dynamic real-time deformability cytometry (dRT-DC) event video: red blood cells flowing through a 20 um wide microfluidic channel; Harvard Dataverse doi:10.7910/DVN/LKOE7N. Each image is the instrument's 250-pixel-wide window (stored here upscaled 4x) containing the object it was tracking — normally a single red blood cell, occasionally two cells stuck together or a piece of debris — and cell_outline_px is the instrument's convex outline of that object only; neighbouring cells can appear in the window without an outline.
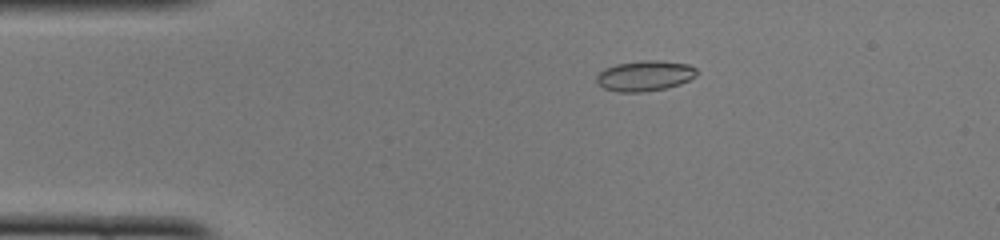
{"species": "common noctule bat (a hibernating species)", "species_latin": "Nyctalus noctula", "temperature_condition": "cold", "stored_images_in_passage": 49, "camera_frame_rate_fps": 3000, "um_per_image_px": 0.085, "animal": {"sex": "female", "body_mass_g": 22.0, "forearm_length_mm": 56.7}, "frame": {"image": 1, "passage_image": 9, "time_ms": 2.667, "image_size_px": [1000, 240], "cell_outline_px": [[696, 76], [680, 84], [664, 88], [644, 92], [620, 92], [604, 88], [596, 84], [596, 76], [604, 68], [616, 64], [644, 60], [660, 60], [688, 64], [696, 68]], "centroid_in_image_um": [54.78, 6.44], "position_along_channel_um": 30.2, "area_um2": 17.8}}
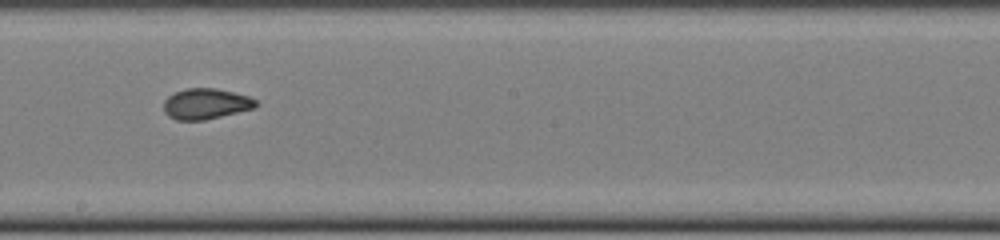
{"frame": {"image": 2, "passage_image": 27, "time_ms": 8.667, "image_size_px": [1000, 240], "cell_outline_px": [[260, 104], [256, 108], [204, 120], [176, 120], [168, 116], [164, 112], [164, 100], [168, 96], [184, 88], [216, 88], [248, 96], [256, 100]], "centroid_in_image_um": [17.51, 8.82], "position_along_channel_um": 230.7, "area_um2": 16.59}}
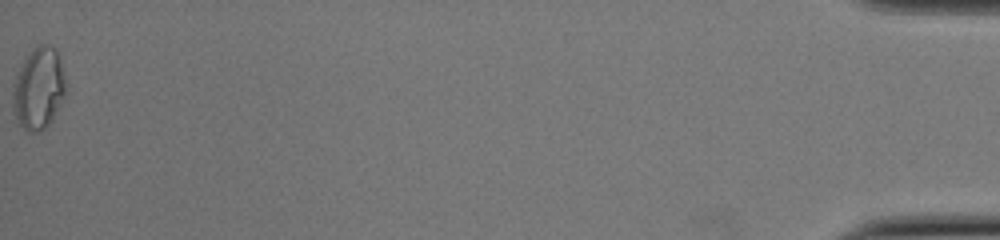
{"frame": {"image": 3, "passage_image": 49, "time_ms": 16.0, "image_size_px": [1000, 240], "cell_outline_px": [[64, 96], [48, 124], [40, 132], [28, 132], [20, 124], [12, 108], [12, 84], [24, 60], [32, 48], [40, 44], [48, 44], [56, 48], [60, 56], [64, 80]], "centroid_in_image_um": [3.25, 7.49], "position_along_channel_um": 431.9, "area_um2": 24.97}, "authors_computed_cell_mechanics": {"area_um2": 17.1088, "velocity_mm_per_s": 4.1051, "shape_relaxation_time_tau1_ms": null, "shape_relaxation_time_tau2_ms": 1.5414, "deformation_change_tau1": null, "deformation_change_tau2": 0.0538}}